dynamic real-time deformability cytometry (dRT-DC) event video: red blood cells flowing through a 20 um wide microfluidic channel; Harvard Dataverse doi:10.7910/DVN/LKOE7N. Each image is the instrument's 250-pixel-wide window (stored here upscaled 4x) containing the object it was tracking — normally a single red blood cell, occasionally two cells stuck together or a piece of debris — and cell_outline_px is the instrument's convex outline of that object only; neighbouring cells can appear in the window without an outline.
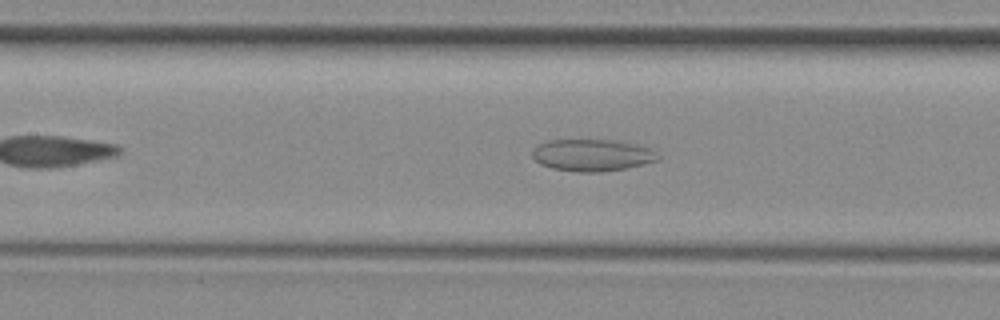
{"species": "common noctule bat (a hibernating species)", "species_latin": "Nyctalus noctula", "temperature_condition": "room temperature", "stored_images_in_passage": 44, "camera_frame_rate_fps": 3000, "um_per_image_px": 0.085, "animal": {"sex": "female", "body_mass_g": 29.2, "forearm_length_mm": 56.3}, "frame": {"image": 1, "passage_image": 15, "time_ms": 4.667, "image_size_px": [1000, 320], "cell_outline_px": [[660, 160], [628, 168], [600, 172], [576, 172], [552, 168], [540, 164], [532, 156], [532, 152], [540, 144], [548, 140], [620, 140], [640, 144], [648, 148], [660, 156]], "centroid_in_image_um": [50.38, 13.19], "position_along_channel_um": 157.0, "area_um2": 23.52}}
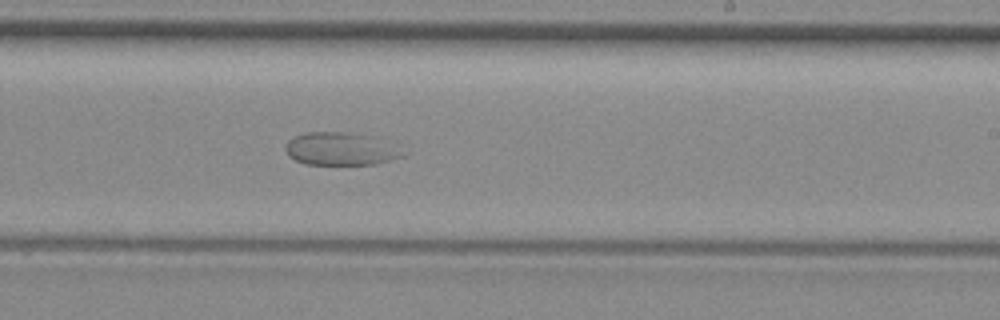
{"frame": {"image": 2, "passage_image": 23, "time_ms": 7.333, "image_size_px": [1000, 320], "cell_outline_px": [[404, 156], [376, 164], [304, 164], [288, 156], [284, 148], [288, 140], [304, 132], [348, 132], [368, 136]], "centroid_in_image_um": [28.73, 12.67], "position_along_channel_um": 260.3, "area_um2": 21.39}}
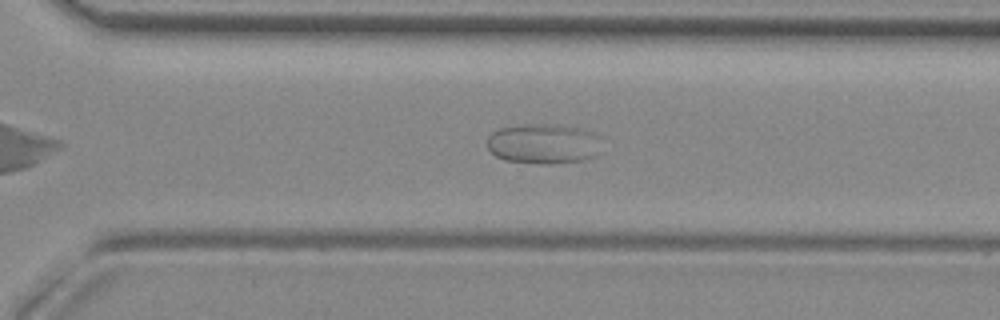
{"frame": {"image": 3, "passage_image": 28, "time_ms": 9.0, "image_size_px": [1000, 320], "cell_outline_px": [[604, 152], [596, 156], [584, 160], [556, 164], [536, 164], [504, 160], [496, 156], [488, 148], [488, 136], [492, 132], [500, 128], [528, 124], [568, 124], [584, 128], [596, 132], [600, 136]], "centroid_in_image_um": [46.33, 12.21], "position_along_channel_um": 324.3, "area_um2": 27.86}}